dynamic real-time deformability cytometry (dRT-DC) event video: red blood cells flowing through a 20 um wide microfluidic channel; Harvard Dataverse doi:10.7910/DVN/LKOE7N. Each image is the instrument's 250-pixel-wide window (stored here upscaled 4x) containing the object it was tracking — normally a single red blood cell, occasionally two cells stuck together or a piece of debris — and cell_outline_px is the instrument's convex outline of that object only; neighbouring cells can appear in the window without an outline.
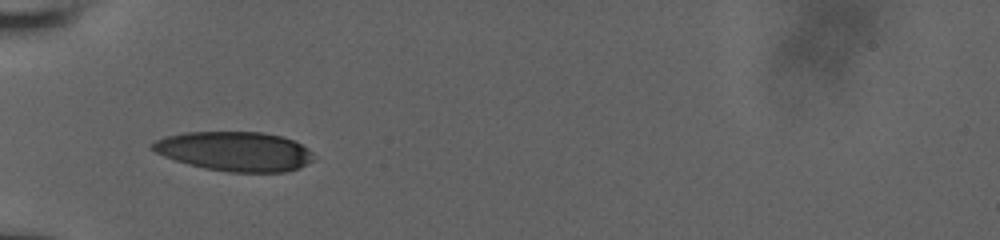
{"species": "human", "species_latin": "Homo sapiens", "temperature_condition": "room temperature", "stored_images_in_passage": 6, "camera_frame_rate_fps": 3000, "um_per_image_px": 0.085, "donor": {"sex": "male"}, "frame": {"image": 1, "passage_image": 1, "time_ms": 0.0, "image_size_px": [1000, 240], "cell_outline_px": [[312, 160], [300, 168], [284, 172], [228, 172], [204, 168], [176, 160], [164, 156], [156, 152], [152, 148], [152, 144], [156, 140], [164, 136], [184, 132], [264, 132], [280, 136], [292, 140], [308, 148], [312, 152]], "centroid_in_image_um": [19.96, 12.86], "position_along_channel_um": 65.0, "area_um2": 36.88}}
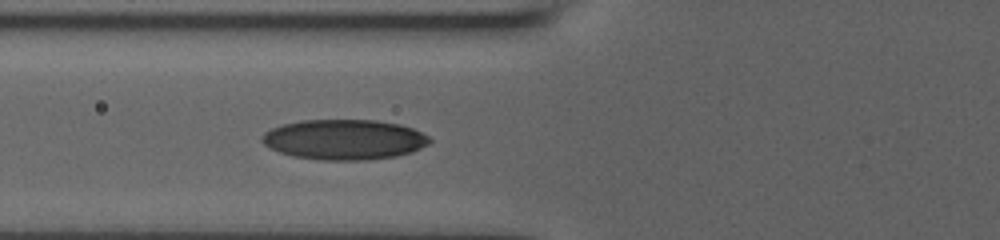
{"frame": {"image": 2, "passage_image": 6, "time_ms": 1.0, "image_size_px": [1000, 240], "cell_outline_px": [[432, 140], [428, 144], [412, 152], [396, 156], [368, 160], [320, 160], [292, 156], [268, 148], [260, 140], [260, 136], [264, 132], [272, 128], [284, 124], [300, 120], [376, 120], [400, 124], [412, 128], [428, 136]], "centroid_in_image_um": [29.23, 11.86], "position_along_channel_um": 96.6, "area_um2": 39.48}}